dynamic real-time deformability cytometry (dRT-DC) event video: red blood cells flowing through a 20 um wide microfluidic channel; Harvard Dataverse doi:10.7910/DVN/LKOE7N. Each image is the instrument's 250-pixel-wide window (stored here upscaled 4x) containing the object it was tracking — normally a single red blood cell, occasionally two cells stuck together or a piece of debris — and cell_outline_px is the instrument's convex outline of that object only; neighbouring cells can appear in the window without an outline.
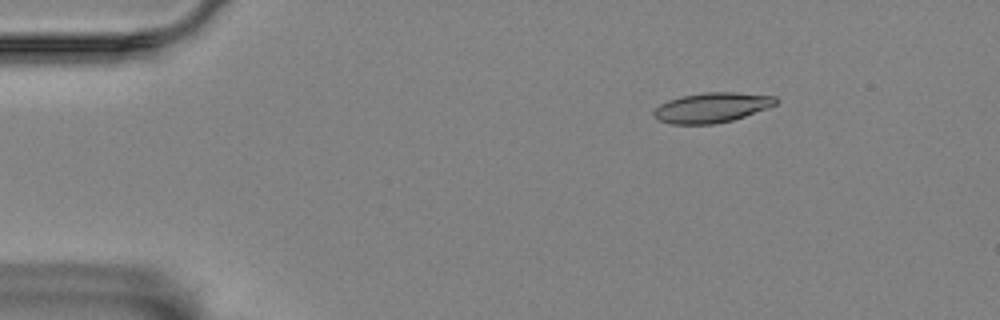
{"species": "Egyptian fruit bat (a non-hibernating species)", "species_latin": "Rousettus aegyptiacus", "temperature_condition": "room temperature", "stored_images_in_passage": 50, "camera_frame_rate_fps": 3000, "um_per_image_px": 0.085, "animal": {"sex": "female"}, "frame": {"image": 1, "passage_image": 1, "time_ms": 0.0, "image_size_px": [1000, 320], "cell_outline_px": [[780, 100], [776, 104], [744, 116], [732, 120], [716, 124], [672, 124], [660, 120], [652, 116], [652, 112], [660, 104], [668, 100], [684, 96], [704, 92], [732, 92], [776, 96]], "centroid_in_image_um": [60.49, 9.14], "position_along_channel_um": 24.5, "area_um2": 21.15}}
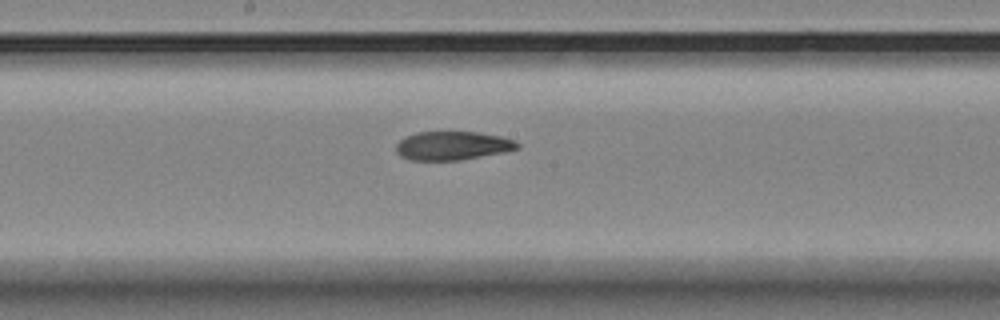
{"frame": {"image": 2, "passage_image": 23, "time_ms": 7.333, "image_size_px": [1000, 320], "cell_outline_px": [[520, 148], [504, 152], [460, 160], [412, 160], [400, 156], [396, 152], [396, 144], [404, 136], [416, 132], [480, 132], [500, 136], [516, 140], [520, 144]], "centroid_in_image_um": [38.47, 12.38], "position_along_channel_um": 209.7, "area_um2": 20.4}}
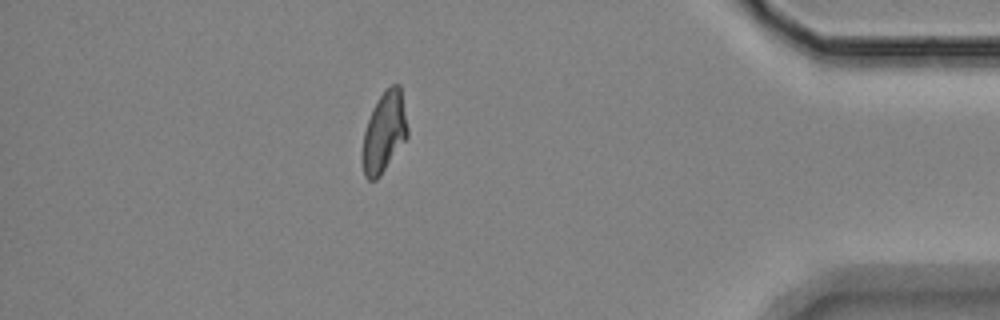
{"frame": {"image": 3, "passage_image": 43, "time_ms": 14.0, "image_size_px": [1000, 320], "cell_outline_px": [[408, 136], [380, 176], [376, 180], [368, 180], [364, 176], [364, 132], [372, 108], [380, 96], [392, 84], [400, 84], [408, 128]], "centroid_in_image_um": [32.68, 11.22], "position_along_channel_um": 402.5, "area_um2": 20.63}, "authors_computed_cell_mechanics": {"area_um2": 21.097, "velocity_mm_per_s": 3.4734, "shape_relaxation_time_tau1_ms": null, "shape_relaxation_time_tau2_ms": 4.4061, "deformation_change_tau1": null, "deformation_change_tau2": 0.1133}}